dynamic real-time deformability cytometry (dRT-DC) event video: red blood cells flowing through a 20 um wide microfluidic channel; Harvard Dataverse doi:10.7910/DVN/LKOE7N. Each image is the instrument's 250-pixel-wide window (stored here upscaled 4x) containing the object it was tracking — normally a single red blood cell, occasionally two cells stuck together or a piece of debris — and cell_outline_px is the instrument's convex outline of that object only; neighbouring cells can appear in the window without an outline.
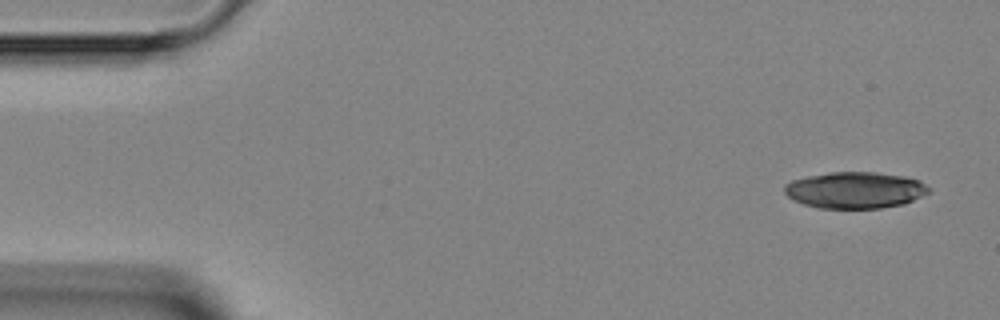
{"species": "Egyptian fruit bat (a non-hibernating species)", "species_latin": "Rousettus aegyptiacus", "temperature_condition": "room temperature", "stored_images_in_passage": 4, "camera_frame_rate_fps": 3000, "um_per_image_px": 0.085, "animal": {"sex": "female"}, "frame": {"image": 1, "passage_image": 1, "time_ms": 0.0, "image_size_px": [1000, 320], "cell_outline_px": [[932, 192], [904, 204], [880, 208], [820, 208], [804, 204], [792, 200], [784, 192], [784, 188], [792, 180], [808, 176], [832, 172], [876, 172], [904, 176], [920, 180], [932, 188]], "centroid_in_image_um": [72.74, 16.16], "position_along_channel_um": 12.3, "area_um2": 30.81}}
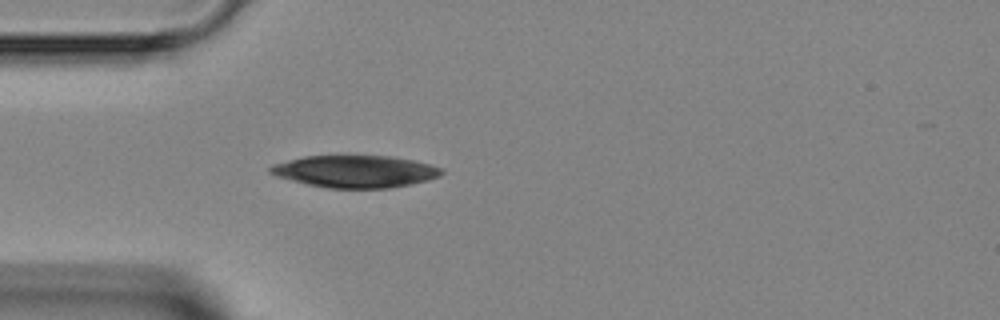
{"frame": {"image": 2, "passage_image": 4, "time_ms": 3.333, "image_size_px": [1000, 320], "cell_outline_px": [[444, 172], [440, 176], [428, 180], [388, 188], [328, 188], [308, 184], [276, 176], [268, 172], [268, 168], [272, 164], [304, 156], [392, 156], [412, 160], [444, 168]], "centroid_in_image_um": [30.19, 14.57], "position_along_channel_um": 54.8, "area_um2": 31.96}}